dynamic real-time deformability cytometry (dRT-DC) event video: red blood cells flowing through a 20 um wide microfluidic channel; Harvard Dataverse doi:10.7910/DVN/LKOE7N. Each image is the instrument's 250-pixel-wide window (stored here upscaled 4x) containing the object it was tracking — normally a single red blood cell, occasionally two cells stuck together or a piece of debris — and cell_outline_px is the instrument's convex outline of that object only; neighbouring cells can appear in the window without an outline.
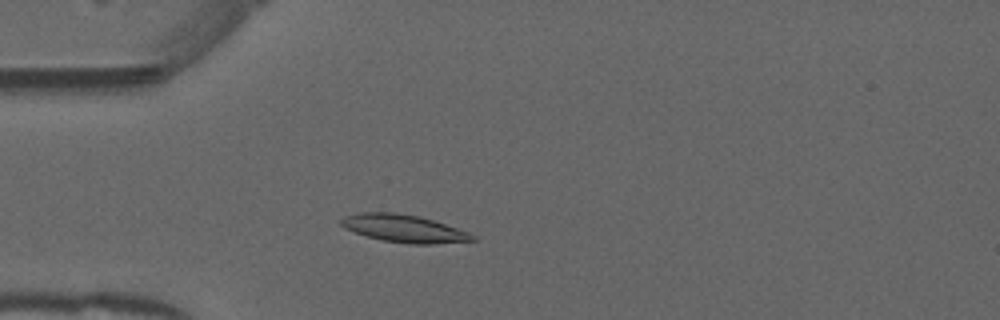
{"species": "common noctule bat (a hibernating species)", "species_latin": "Nyctalus noctula", "temperature_condition": "warm", "stored_images_in_passage": 46, "camera_frame_rate_fps": 3000, "um_per_image_px": 0.085, "animal": {"sex": "male", "forearm_length_mm": 52.5}, "frame": {"image": 1, "passage_image": 9, "time_ms": 2.667, "image_size_px": [1000, 320], "cell_outline_px": [[476, 240], [432, 244], [412, 244], [384, 240], [368, 236], [344, 228], [340, 224], [340, 220], [344, 216], [360, 212], [396, 212], [420, 216], [468, 232], [476, 236]], "centroid_in_image_um": [34.32, 19.41], "position_along_channel_um": 50.7, "area_um2": 20.92}}
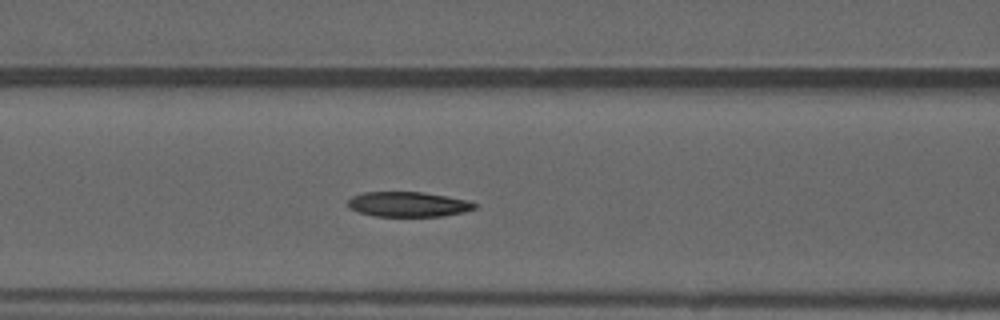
{"frame": {"image": 2, "passage_image": 16, "time_ms": 5.0, "image_size_px": [1000, 320], "cell_outline_px": [[480, 204], [476, 208], [464, 212], [444, 216], [376, 216], [360, 212], [352, 208], [348, 204], [348, 200], [352, 196], [364, 192], [424, 192], [468, 200]], "centroid_in_image_um": [34.77, 17.36], "position_along_channel_um": 131.8, "area_um2": 18.44}}
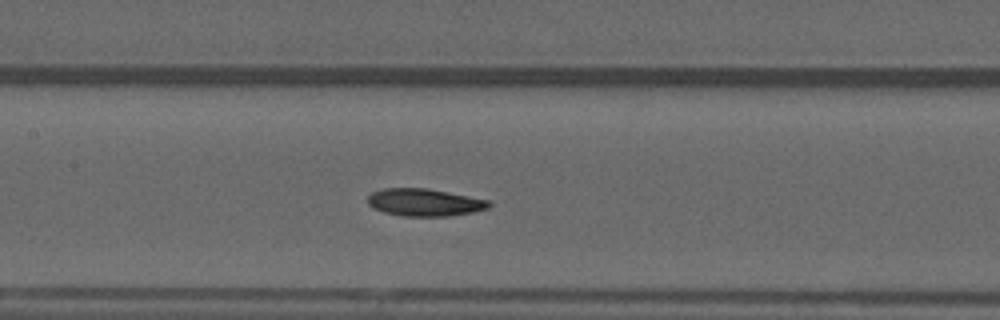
{"frame": {"image": 3, "passage_image": 19, "time_ms": 6.0, "image_size_px": [1000, 320], "cell_outline_px": [[492, 204], [488, 208], [472, 212], [448, 216], [404, 216], [384, 212], [372, 208], [368, 204], [368, 196], [372, 192], [380, 188], [428, 188], [488, 200]], "centroid_in_image_um": [36.05, 17.2], "position_along_channel_um": 171.4, "area_um2": 19.36}, "authors_computed_cell_mechanics": {"area_um2": 19.3919, "velocity_mm_per_s": 3.9515, "shape_relaxation_time_tau1_ms": 6.6782, "shape_relaxation_time_tau2_ms": 8.8513, "deformation_change_tau1": 0.1821, "deformation_change_tau2": 0.1707}}